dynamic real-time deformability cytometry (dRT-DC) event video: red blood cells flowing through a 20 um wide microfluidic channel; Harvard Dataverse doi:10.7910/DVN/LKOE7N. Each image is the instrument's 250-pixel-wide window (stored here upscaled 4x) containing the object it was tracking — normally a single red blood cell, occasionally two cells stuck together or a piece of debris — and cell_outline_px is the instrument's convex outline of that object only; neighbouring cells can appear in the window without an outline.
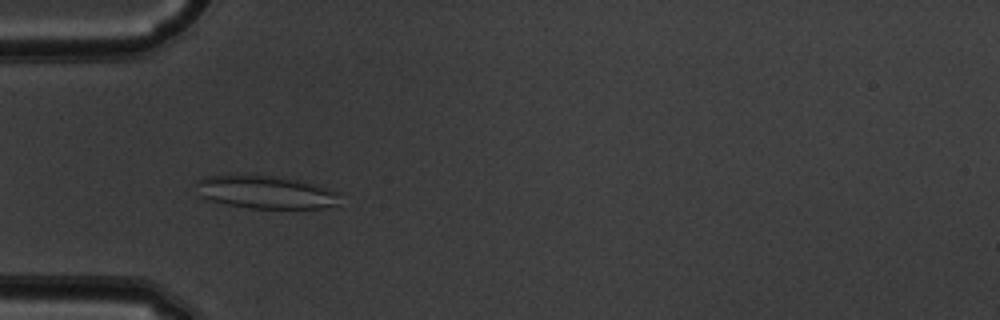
{"species": "common noctule bat (a hibernating species)", "species_latin": "Nyctalus noctula", "temperature_condition": "warm", "stored_images_in_passage": 51, "camera_frame_rate_fps": 3000, "um_per_image_px": 0.085, "animal": {"sex": "male", "body_mass_g": 19.5, "forearm_length_mm": 54.6}, "frame": {"image": 1, "passage_image": 16, "time_ms": 5.0, "image_size_px": [1000, 320], "cell_outline_px": [[336, 204], [320, 208], [252, 208], [228, 204], [208, 200], [200, 196], [196, 184], [196, 180], [204, 176], [236, 172], [284, 176], [300, 180], [336, 192]], "centroid_in_image_um": [22.42, 16.27], "position_along_channel_um": 62.6, "area_um2": 28.03}}
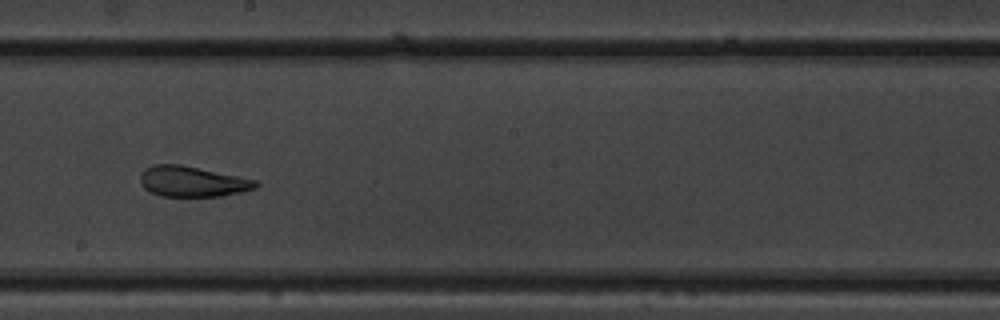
{"frame": {"image": 2, "passage_image": 29, "time_ms": 9.333, "image_size_px": [1000, 320], "cell_outline_px": [[260, 184], [256, 188], [240, 192], [220, 196], [160, 196], [144, 188], [140, 180], [140, 172], [144, 168], [152, 164], [180, 164], [256, 180]], "centroid_in_image_um": [16.31, 15.42], "position_along_channel_um": 231.9, "area_um2": 20.46}}
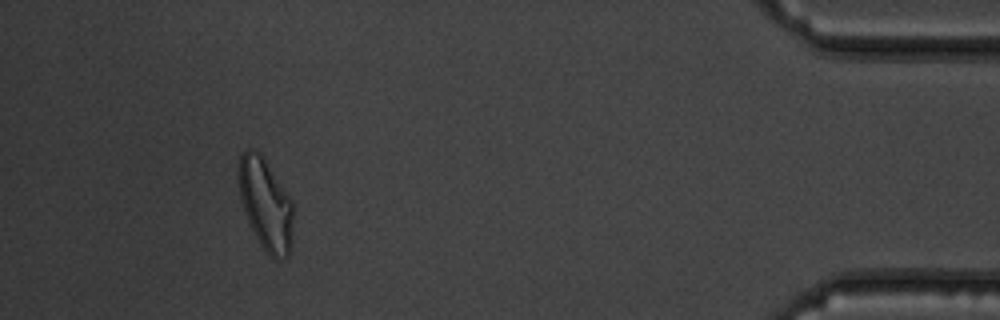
{"frame": {"image": 3, "passage_image": 47, "time_ms": 15.333, "image_size_px": [1000, 320], "cell_outline_px": [[292, 244], [288, 256], [276, 260], [260, 244], [248, 220], [240, 200], [236, 176], [236, 172], [240, 156], [248, 148], [252, 148], [264, 156], [292, 200]], "centroid_in_image_um": [22.55, 17.3], "position_along_channel_um": 412.6, "area_um2": 29.42}, "authors_computed_cell_mechanics": {"area_um2": 27.3394, "velocity_mm_per_s": 3.9761, "shape_relaxation_time_tau1_ms": null, "shape_relaxation_time_tau2_ms": 1.7824, "deformation_change_tau1": null, "deformation_change_tau2": 0.073}}